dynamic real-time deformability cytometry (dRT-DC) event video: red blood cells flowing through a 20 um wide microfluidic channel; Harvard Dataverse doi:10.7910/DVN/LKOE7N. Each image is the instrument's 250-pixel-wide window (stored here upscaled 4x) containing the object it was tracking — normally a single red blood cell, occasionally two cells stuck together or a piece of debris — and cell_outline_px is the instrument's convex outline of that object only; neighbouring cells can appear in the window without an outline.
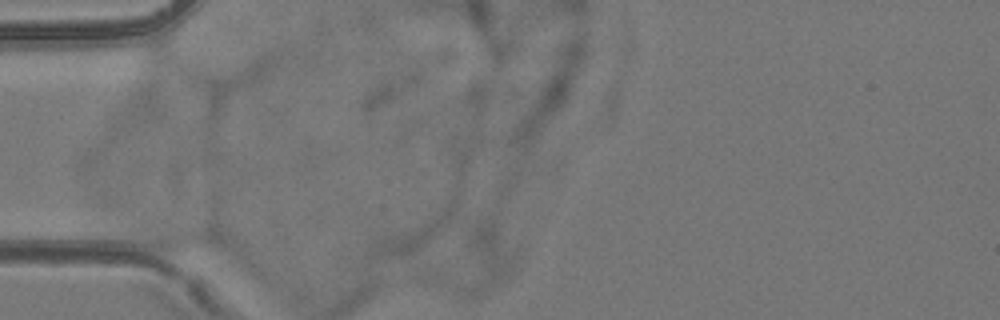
{"species": "common noctule bat (a hibernating species)", "species_latin": "Nyctalus noctula", "temperature_condition": "room temperature", "stored_images_in_passage": 3, "camera_frame_rate_fps": 3000, "um_per_image_px": 0.085, "animal": {"sex": "female", "body_mass_g": 24.6, "forearm_length_mm": 56.2}, "frame": {"image": 1, "passage_image": 1, "time_ms": 0.0, "image_size_px": [1000, 320], "cell_outline_px": [[224, 248], [156, 248], [144, 240], [128, 228], [144, 224], [212, 228], [220, 236], [224, 244]], "centroid_in_image_um": [15.18, 20.11], "position_along_channel_um": 69.8, "area_um2": 12.54}}